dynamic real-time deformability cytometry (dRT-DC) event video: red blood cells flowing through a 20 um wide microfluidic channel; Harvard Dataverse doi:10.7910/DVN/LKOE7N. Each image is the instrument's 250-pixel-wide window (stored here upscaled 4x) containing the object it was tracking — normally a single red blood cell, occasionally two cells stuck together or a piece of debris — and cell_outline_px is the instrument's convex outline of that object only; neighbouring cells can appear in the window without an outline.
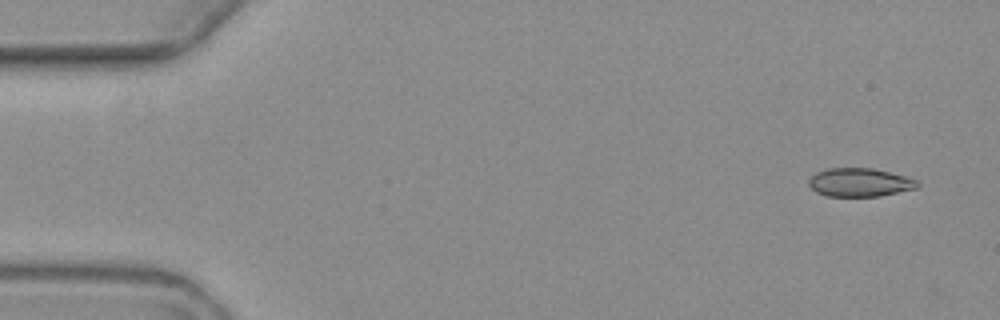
{"species": "common noctule bat (a hibernating species)", "species_latin": "Nyctalus noctula", "temperature_condition": "warm", "stored_images_in_passage": 5, "camera_frame_rate_fps": 3000, "um_per_image_px": 0.085, "animal": {"sex": "female", "body_mass_g": 19.3, "forearm_length_mm": 54.1}, "frame": {"image": 1, "passage_image": 1, "time_ms": 0.0, "image_size_px": [1000, 320], "cell_outline_px": [[920, 184], [916, 188], [880, 196], [828, 196], [816, 192], [808, 184], [808, 180], [816, 172], [828, 168], [872, 168], [904, 176], [916, 180]], "centroid_in_image_um": [73.05, 15.5], "position_along_channel_um": 12.0, "area_um2": 17.86}}